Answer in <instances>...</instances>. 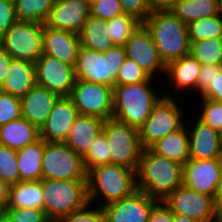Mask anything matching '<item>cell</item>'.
I'll list each match as a JSON object with an SVG mask.
<instances>
[{"label":"cell","mask_w":222,"mask_h":222,"mask_svg":"<svg viewBox=\"0 0 222 222\" xmlns=\"http://www.w3.org/2000/svg\"><path fill=\"white\" fill-rule=\"evenodd\" d=\"M157 199L136 190L131 196L102 207L105 222H148Z\"/></svg>","instance_id":"16"},{"label":"cell","mask_w":222,"mask_h":222,"mask_svg":"<svg viewBox=\"0 0 222 222\" xmlns=\"http://www.w3.org/2000/svg\"><path fill=\"white\" fill-rule=\"evenodd\" d=\"M11 60L12 58L0 47V89L8 74Z\"/></svg>","instance_id":"48"},{"label":"cell","mask_w":222,"mask_h":222,"mask_svg":"<svg viewBox=\"0 0 222 222\" xmlns=\"http://www.w3.org/2000/svg\"><path fill=\"white\" fill-rule=\"evenodd\" d=\"M148 222H174V213L164 201H158L151 210Z\"/></svg>","instance_id":"46"},{"label":"cell","mask_w":222,"mask_h":222,"mask_svg":"<svg viewBox=\"0 0 222 222\" xmlns=\"http://www.w3.org/2000/svg\"><path fill=\"white\" fill-rule=\"evenodd\" d=\"M141 23L135 16L123 13L106 21V35L112 40L115 46L124 47L126 41Z\"/></svg>","instance_id":"31"},{"label":"cell","mask_w":222,"mask_h":222,"mask_svg":"<svg viewBox=\"0 0 222 222\" xmlns=\"http://www.w3.org/2000/svg\"><path fill=\"white\" fill-rule=\"evenodd\" d=\"M55 0H14L18 21L45 23Z\"/></svg>","instance_id":"32"},{"label":"cell","mask_w":222,"mask_h":222,"mask_svg":"<svg viewBox=\"0 0 222 222\" xmlns=\"http://www.w3.org/2000/svg\"><path fill=\"white\" fill-rule=\"evenodd\" d=\"M201 65L191 55L188 54L182 58L170 61L166 65L167 77L171 80L172 85L178 91L193 90L197 92V81L200 73Z\"/></svg>","instance_id":"25"},{"label":"cell","mask_w":222,"mask_h":222,"mask_svg":"<svg viewBox=\"0 0 222 222\" xmlns=\"http://www.w3.org/2000/svg\"><path fill=\"white\" fill-rule=\"evenodd\" d=\"M200 98H208L222 102V68L214 70V76L209 87L200 95Z\"/></svg>","instance_id":"45"},{"label":"cell","mask_w":222,"mask_h":222,"mask_svg":"<svg viewBox=\"0 0 222 222\" xmlns=\"http://www.w3.org/2000/svg\"><path fill=\"white\" fill-rule=\"evenodd\" d=\"M126 57L138 64L154 78L155 72L166 73V64L160 58L150 31L141 23L125 44Z\"/></svg>","instance_id":"14"},{"label":"cell","mask_w":222,"mask_h":222,"mask_svg":"<svg viewBox=\"0 0 222 222\" xmlns=\"http://www.w3.org/2000/svg\"><path fill=\"white\" fill-rule=\"evenodd\" d=\"M80 46L78 34L44 26L43 55L54 57L63 63L75 66Z\"/></svg>","instance_id":"19"},{"label":"cell","mask_w":222,"mask_h":222,"mask_svg":"<svg viewBox=\"0 0 222 222\" xmlns=\"http://www.w3.org/2000/svg\"><path fill=\"white\" fill-rule=\"evenodd\" d=\"M78 116L69 96H61L40 130V138L46 142H64Z\"/></svg>","instance_id":"18"},{"label":"cell","mask_w":222,"mask_h":222,"mask_svg":"<svg viewBox=\"0 0 222 222\" xmlns=\"http://www.w3.org/2000/svg\"><path fill=\"white\" fill-rule=\"evenodd\" d=\"M151 76L133 60L126 58L119 69L116 85H129L146 82Z\"/></svg>","instance_id":"39"},{"label":"cell","mask_w":222,"mask_h":222,"mask_svg":"<svg viewBox=\"0 0 222 222\" xmlns=\"http://www.w3.org/2000/svg\"><path fill=\"white\" fill-rule=\"evenodd\" d=\"M193 127H188L190 159H222V135L197 117Z\"/></svg>","instance_id":"20"},{"label":"cell","mask_w":222,"mask_h":222,"mask_svg":"<svg viewBox=\"0 0 222 222\" xmlns=\"http://www.w3.org/2000/svg\"><path fill=\"white\" fill-rule=\"evenodd\" d=\"M17 21L14 0H0V38Z\"/></svg>","instance_id":"43"},{"label":"cell","mask_w":222,"mask_h":222,"mask_svg":"<svg viewBox=\"0 0 222 222\" xmlns=\"http://www.w3.org/2000/svg\"><path fill=\"white\" fill-rule=\"evenodd\" d=\"M42 179L87 180L82 157L64 142L45 141Z\"/></svg>","instance_id":"10"},{"label":"cell","mask_w":222,"mask_h":222,"mask_svg":"<svg viewBox=\"0 0 222 222\" xmlns=\"http://www.w3.org/2000/svg\"><path fill=\"white\" fill-rule=\"evenodd\" d=\"M214 205L217 212V215L222 222V171L221 176L219 178L218 186L214 196Z\"/></svg>","instance_id":"50"},{"label":"cell","mask_w":222,"mask_h":222,"mask_svg":"<svg viewBox=\"0 0 222 222\" xmlns=\"http://www.w3.org/2000/svg\"><path fill=\"white\" fill-rule=\"evenodd\" d=\"M35 64L36 85L61 96H70L76 82L74 66L41 55Z\"/></svg>","instance_id":"13"},{"label":"cell","mask_w":222,"mask_h":222,"mask_svg":"<svg viewBox=\"0 0 222 222\" xmlns=\"http://www.w3.org/2000/svg\"><path fill=\"white\" fill-rule=\"evenodd\" d=\"M88 200L91 204L100 196L105 203L119 201L131 196L136 190V171L116 164L97 166L87 172Z\"/></svg>","instance_id":"4"},{"label":"cell","mask_w":222,"mask_h":222,"mask_svg":"<svg viewBox=\"0 0 222 222\" xmlns=\"http://www.w3.org/2000/svg\"><path fill=\"white\" fill-rule=\"evenodd\" d=\"M190 54L202 65L222 66V38L191 43Z\"/></svg>","instance_id":"33"},{"label":"cell","mask_w":222,"mask_h":222,"mask_svg":"<svg viewBox=\"0 0 222 222\" xmlns=\"http://www.w3.org/2000/svg\"><path fill=\"white\" fill-rule=\"evenodd\" d=\"M183 184V165L153 153L149 148L142 152L136 171L137 190L149 197L164 201Z\"/></svg>","instance_id":"1"},{"label":"cell","mask_w":222,"mask_h":222,"mask_svg":"<svg viewBox=\"0 0 222 222\" xmlns=\"http://www.w3.org/2000/svg\"><path fill=\"white\" fill-rule=\"evenodd\" d=\"M190 43L204 39L222 38V15L201 18L188 25Z\"/></svg>","instance_id":"34"},{"label":"cell","mask_w":222,"mask_h":222,"mask_svg":"<svg viewBox=\"0 0 222 222\" xmlns=\"http://www.w3.org/2000/svg\"><path fill=\"white\" fill-rule=\"evenodd\" d=\"M35 208L44 210L42 179L19 181L10 185L5 209Z\"/></svg>","instance_id":"26"},{"label":"cell","mask_w":222,"mask_h":222,"mask_svg":"<svg viewBox=\"0 0 222 222\" xmlns=\"http://www.w3.org/2000/svg\"><path fill=\"white\" fill-rule=\"evenodd\" d=\"M123 46H113L105 53L80 46L74 66L76 80L114 87L120 67L126 59Z\"/></svg>","instance_id":"5"},{"label":"cell","mask_w":222,"mask_h":222,"mask_svg":"<svg viewBox=\"0 0 222 222\" xmlns=\"http://www.w3.org/2000/svg\"><path fill=\"white\" fill-rule=\"evenodd\" d=\"M222 66H208V65H202L197 81V93L196 94H202L211 84L212 78L214 76V70H220Z\"/></svg>","instance_id":"47"},{"label":"cell","mask_w":222,"mask_h":222,"mask_svg":"<svg viewBox=\"0 0 222 222\" xmlns=\"http://www.w3.org/2000/svg\"><path fill=\"white\" fill-rule=\"evenodd\" d=\"M222 171V159H189L183 164V185L214 198Z\"/></svg>","instance_id":"15"},{"label":"cell","mask_w":222,"mask_h":222,"mask_svg":"<svg viewBox=\"0 0 222 222\" xmlns=\"http://www.w3.org/2000/svg\"><path fill=\"white\" fill-rule=\"evenodd\" d=\"M102 132L111 152V163L137 171L144 148L138 129L114 117L105 120Z\"/></svg>","instance_id":"7"},{"label":"cell","mask_w":222,"mask_h":222,"mask_svg":"<svg viewBox=\"0 0 222 222\" xmlns=\"http://www.w3.org/2000/svg\"><path fill=\"white\" fill-rule=\"evenodd\" d=\"M177 1L178 0H147L151 12L171 10Z\"/></svg>","instance_id":"49"},{"label":"cell","mask_w":222,"mask_h":222,"mask_svg":"<svg viewBox=\"0 0 222 222\" xmlns=\"http://www.w3.org/2000/svg\"><path fill=\"white\" fill-rule=\"evenodd\" d=\"M82 162L86 172L97 166L111 164V152L103 132L95 138L89 151L82 157Z\"/></svg>","instance_id":"35"},{"label":"cell","mask_w":222,"mask_h":222,"mask_svg":"<svg viewBox=\"0 0 222 222\" xmlns=\"http://www.w3.org/2000/svg\"><path fill=\"white\" fill-rule=\"evenodd\" d=\"M105 120L87 115H78L64 141L75 153L83 157L95 138L102 133Z\"/></svg>","instance_id":"22"},{"label":"cell","mask_w":222,"mask_h":222,"mask_svg":"<svg viewBox=\"0 0 222 222\" xmlns=\"http://www.w3.org/2000/svg\"><path fill=\"white\" fill-rule=\"evenodd\" d=\"M90 6V15L104 21L124 13L119 0H94Z\"/></svg>","instance_id":"41"},{"label":"cell","mask_w":222,"mask_h":222,"mask_svg":"<svg viewBox=\"0 0 222 222\" xmlns=\"http://www.w3.org/2000/svg\"><path fill=\"white\" fill-rule=\"evenodd\" d=\"M187 125L157 140L149 149L162 157L181 163L190 159V140Z\"/></svg>","instance_id":"24"},{"label":"cell","mask_w":222,"mask_h":222,"mask_svg":"<svg viewBox=\"0 0 222 222\" xmlns=\"http://www.w3.org/2000/svg\"><path fill=\"white\" fill-rule=\"evenodd\" d=\"M10 185L0 179V211L3 212L8 201Z\"/></svg>","instance_id":"51"},{"label":"cell","mask_w":222,"mask_h":222,"mask_svg":"<svg viewBox=\"0 0 222 222\" xmlns=\"http://www.w3.org/2000/svg\"><path fill=\"white\" fill-rule=\"evenodd\" d=\"M87 2H89V3H92L94 0H86Z\"/></svg>","instance_id":"54"},{"label":"cell","mask_w":222,"mask_h":222,"mask_svg":"<svg viewBox=\"0 0 222 222\" xmlns=\"http://www.w3.org/2000/svg\"><path fill=\"white\" fill-rule=\"evenodd\" d=\"M22 118L21 101L0 90V126Z\"/></svg>","instance_id":"40"},{"label":"cell","mask_w":222,"mask_h":222,"mask_svg":"<svg viewBox=\"0 0 222 222\" xmlns=\"http://www.w3.org/2000/svg\"><path fill=\"white\" fill-rule=\"evenodd\" d=\"M124 13L135 16L143 22L150 14L151 9L147 0H119Z\"/></svg>","instance_id":"44"},{"label":"cell","mask_w":222,"mask_h":222,"mask_svg":"<svg viewBox=\"0 0 222 222\" xmlns=\"http://www.w3.org/2000/svg\"><path fill=\"white\" fill-rule=\"evenodd\" d=\"M90 10V3L86 0H55L45 25L79 34Z\"/></svg>","instance_id":"17"},{"label":"cell","mask_w":222,"mask_h":222,"mask_svg":"<svg viewBox=\"0 0 222 222\" xmlns=\"http://www.w3.org/2000/svg\"><path fill=\"white\" fill-rule=\"evenodd\" d=\"M153 79L150 77L146 82L115 85L113 87L112 117L139 129L148 119L153 106L163 96L153 90L154 87L151 86Z\"/></svg>","instance_id":"3"},{"label":"cell","mask_w":222,"mask_h":222,"mask_svg":"<svg viewBox=\"0 0 222 222\" xmlns=\"http://www.w3.org/2000/svg\"><path fill=\"white\" fill-rule=\"evenodd\" d=\"M45 23L17 21L0 38V47L12 58L35 63L43 54Z\"/></svg>","instance_id":"8"},{"label":"cell","mask_w":222,"mask_h":222,"mask_svg":"<svg viewBox=\"0 0 222 222\" xmlns=\"http://www.w3.org/2000/svg\"><path fill=\"white\" fill-rule=\"evenodd\" d=\"M142 23L150 31L160 58L166 65L190 54L188 26L170 10L153 11Z\"/></svg>","instance_id":"2"},{"label":"cell","mask_w":222,"mask_h":222,"mask_svg":"<svg viewBox=\"0 0 222 222\" xmlns=\"http://www.w3.org/2000/svg\"><path fill=\"white\" fill-rule=\"evenodd\" d=\"M170 11L188 25L219 14V0H178Z\"/></svg>","instance_id":"30"},{"label":"cell","mask_w":222,"mask_h":222,"mask_svg":"<svg viewBox=\"0 0 222 222\" xmlns=\"http://www.w3.org/2000/svg\"><path fill=\"white\" fill-rule=\"evenodd\" d=\"M166 94V95H165ZM164 93L162 98L153 106L151 114L145 123L138 129L142 147L149 148L157 140L167 134L179 130L186 123L183 119V108L178 105L177 99Z\"/></svg>","instance_id":"9"},{"label":"cell","mask_w":222,"mask_h":222,"mask_svg":"<svg viewBox=\"0 0 222 222\" xmlns=\"http://www.w3.org/2000/svg\"><path fill=\"white\" fill-rule=\"evenodd\" d=\"M219 14L222 15V0H219Z\"/></svg>","instance_id":"53"},{"label":"cell","mask_w":222,"mask_h":222,"mask_svg":"<svg viewBox=\"0 0 222 222\" xmlns=\"http://www.w3.org/2000/svg\"><path fill=\"white\" fill-rule=\"evenodd\" d=\"M36 85L35 64L26 60L12 59L1 91L23 97Z\"/></svg>","instance_id":"23"},{"label":"cell","mask_w":222,"mask_h":222,"mask_svg":"<svg viewBox=\"0 0 222 222\" xmlns=\"http://www.w3.org/2000/svg\"><path fill=\"white\" fill-rule=\"evenodd\" d=\"M38 139H40L39 128L23 117L0 126V145L14 150L22 149Z\"/></svg>","instance_id":"27"},{"label":"cell","mask_w":222,"mask_h":222,"mask_svg":"<svg viewBox=\"0 0 222 222\" xmlns=\"http://www.w3.org/2000/svg\"><path fill=\"white\" fill-rule=\"evenodd\" d=\"M200 100L203 107L201 106L202 109L199 111L200 115H197V118L222 135V102L208 98H200Z\"/></svg>","instance_id":"37"},{"label":"cell","mask_w":222,"mask_h":222,"mask_svg":"<svg viewBox=\"0 0 222 222\" xmlns=\"http://www.w3.org/2000/svg\"><path fill=\"white\" fill-rule=\"evenodd\" d=\"M106 34V21L90 15L78 35L82 47L105 53L114 46Z\"/></svg>","instance_id":"29"},{"label":"cell","mask_w":222,"mask_h":222,"mask_svg":"<svg viewBox=\"0 0 222 222\" xmlns=\"http://www.w3.org/2000/svg\"><path fill=\"white\" fill-rule=\"evenodd\" d=\"M174 214L186 216L196 222H221L214 205V199L181 185L165 200Z\"/></svg>","instance_id":"12"},{"label":"cell","mask_w":222,"mask_h":222,"mask_svg":"<svg viewBox=\"0 0 222 222\" xmlns=\"http://www.w3.org/2000/svg\"><path fill=\"white\" fill-rule=\"evenodd\" d=\"M88 203L82 209L74 211L65 217L60 218L57 222H105V216L102 207L97 205L91 208Z\"/></svg>","instance_id":"42"},{"label":"cell","mask_w":222,"mask_h":222,"mask_svg":"<svg viewBox=\"0 0 222 222\" xmlns=\"http://www.w3.org/2000/svg\"><path fill=\"white\" fill-rule=\"evenodd\" d=\"M45 141L40 138L32 144L17 150L19 181L42 179V163Z\"/></svg>","instance_id":"28"},{"label":"cell","mask_w":222,"mask_h":222,"mask_svg":"<svg viewBox=\"0 0 222 222\" xmlns=\"http://www.w3.org/2000/svg\"><path fill=\"white\" fill-rule=\"evenodd\" d=\"M174 222H196V221L183 215L174 214Z\"/></svg>","instance_id":"52"},{"label":"cell","mask_w":222,"mask_h":222,"mask_svg":"<svg viewBox=\"0 0 222 222\" xmlns=\"http://www.w3.org/2000/svg\"><path fill=\"white\" fill-rule=\"evenodd\" d=\"M44 210L35 208L5 209L1 222H49Z\"/></svg>","instance_id":"38"},{"label":"cell","mask_w":222,"mask_h":222,"mask_svg":"<svg viewBox=\"0 0 222 222\" xmlns=\"http://www.w3.org/2000/svg\"><path fill=\"white\" fill-rule=\"evenodd\" d=\"M59 97L57 93L35 85L20 98L22 117L40 129Z\"/></svg>","instance_id":"21"},{"label":"cell","mask_w":222,"mask_h":222,"mask_svg":"<svg viewBox=\"0 0 222 222\" xmlns=\"http://www.w3.org/2000/svg\"><path fill=\"white\" fill-rule=\"evenodd\" d=\"M0 179L9 185L19 182L17 150L0 145Z\"/></svg>","instance_id":"36"},{"label":"cell","mask_w":222,"mask_h":222,"mask_svg":"<svg viewBox=\"0 0 222 222\" xmlns=\"http://www.w3.org/2000/svg\"><path fill=\"white\" fill-rule=\"evenodd\" d=\"M78 115L99 117L107 120L113 114V88L85 80H76L69 96Z\"/></svg>","instance_id":"11"},{"label":"cell","mask_w":222,"mask_h":222,"mask_svg":"<svg viewBox=\"0 0 222 222\" xmlns=\"http://www.w3.org/2000/svg\"><path fill=\"white\" fill-rule=\"evenodd\" d=\"M44 212L50 221L82 209L88 203L87 180L42 179Z\"/></svg>","instance_id":"6"}]
</instances>
